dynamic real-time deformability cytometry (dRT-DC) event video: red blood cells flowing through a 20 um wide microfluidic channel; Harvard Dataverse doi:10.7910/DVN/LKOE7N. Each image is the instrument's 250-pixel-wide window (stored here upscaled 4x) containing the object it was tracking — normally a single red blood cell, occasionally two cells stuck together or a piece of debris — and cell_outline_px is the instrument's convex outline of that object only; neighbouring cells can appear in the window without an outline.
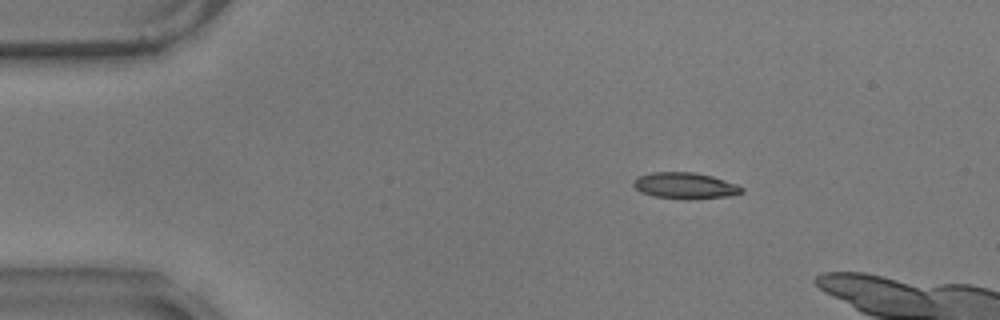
{"species": "common noctule bat (a hibernating species)", "species_latin": "Nyctalus noctula", "temperature_condition": "warm", "stored_images_in_passage": 43, "camera_frame_rate_fps": 3000, "um_per_image_px": 0.085, "animal": {"sex": "male", "body_mass_g": 17.9}, "frame": {"image": 1, "passage_image": 1, "time_ms": 0.0, "image_size_px": [1000, 320], "cell_outline_px": [[744, 192], [732, 196], [688, 200], [656, 196], [640, 192], [632, 184], [632, 180], [636, 176], [652, 172], [692, 172], [712, 176], [736, 184], [744, 188]], "centroid_in_image_um": [58.23, 15.78], "position_along_channel_um": 26.8, "area_um2": 16.76}}
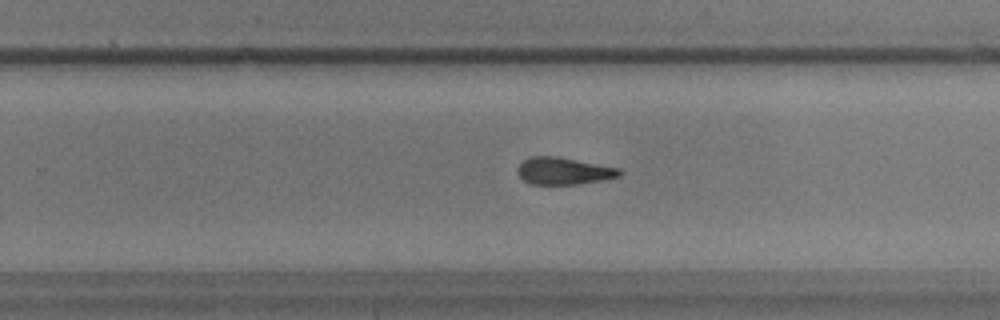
{"frame": {"image": 2, "passage_image": 28, "time_ms": 9.0, "image_size_px": [1000, 320], "cell_outline_px": [[624, 172], [620, 176], [600, 180], [576, 184], [528, 184], [516, 172], [516, 168], [524, 160], [532, 156], [556, 156], [620, 168]], "centroid_in_image_um": [47.9, 14.53], "position_along_channel_um": 281.9, "area_um2": 16.07}}
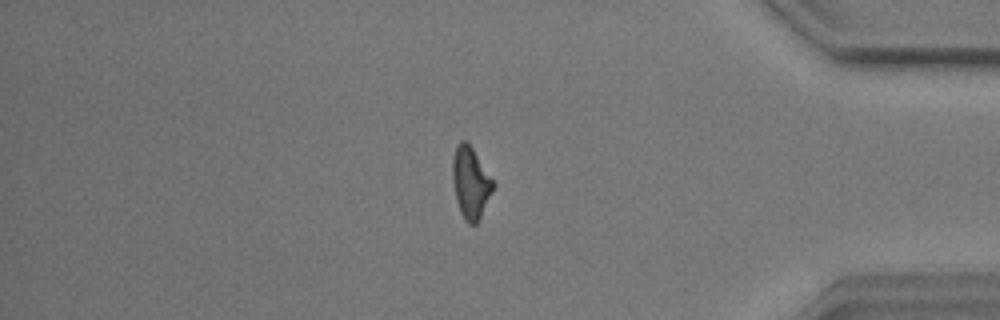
{"frame": {"image": 3, "passage_image": 40, "time_ms": 13.0, "image_size_px": [1000, 320], "cell_outline_px": [[496, 184], [480, 220], [476, 224], [468, 224], [464, 220], [460, 212], [456, 200], [452, 180], [452, 160], [456, 144], [460, 140], [464, 140], [472, 148]], "centroid_in_image_um": [40.0, 15.56], "position_along_channel_um": 395.2, "area_um2": 17.17}, "authors_computed_cell_mechanics": {"area_um2": 17.051, "velocity_mm_per_s": 3.5343, "shape_relaxation_time_tau1_ms": 8.127, "shape_relaxation_time_tau2_ms": 2.9034, "deformation_change_tau1": 0.196, "deformation_change_tau2": 0.1116}}